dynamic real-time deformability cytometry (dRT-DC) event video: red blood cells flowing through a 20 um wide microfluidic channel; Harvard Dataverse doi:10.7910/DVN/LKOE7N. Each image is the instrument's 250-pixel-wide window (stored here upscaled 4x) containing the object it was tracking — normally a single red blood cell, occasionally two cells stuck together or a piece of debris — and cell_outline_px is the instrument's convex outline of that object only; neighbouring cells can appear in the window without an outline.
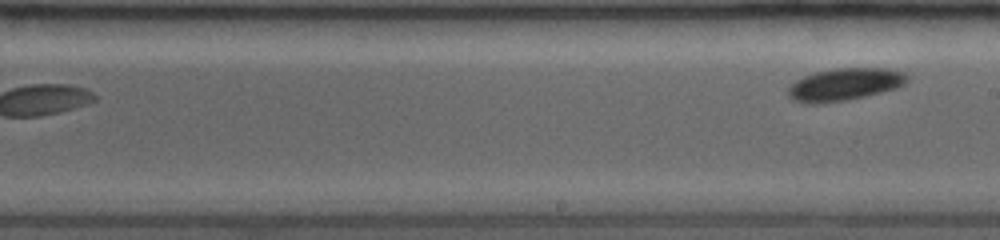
{"species": "common noctule bat (a hibernating species)", "species_latin": "Nyctalus noctula", "temperature_condition": "room temperature", "stored_images_in_passage": 17, "segment_of_instrument_passage": [2, 2], "camera_frame_rate_fps": 3500, "um_per_image_px": 0.085, "animal": {"sex": "female", "body_mass_g": 19.0, "forearm_length_mm": 53.3}, "frame": {"image": 1, "passage_image": 17, "time_ms": 6.0, "image_size_px": [1000, 240], "cell_outline_px": [[908, 80], [904, 84], [896, 88], [864, 96], [844, 100], [816, 104], [808, 104], [792, 100], [788, 96], [788, 88], [796, 80], [804, 76], [816, 72], [836, 68], [888, 68], [904, 72], [908, 76]], "centroid_in_image_um": [71.78, 7.17], "position_along_channel_um": 217.2, "area_um2": 22.37}}